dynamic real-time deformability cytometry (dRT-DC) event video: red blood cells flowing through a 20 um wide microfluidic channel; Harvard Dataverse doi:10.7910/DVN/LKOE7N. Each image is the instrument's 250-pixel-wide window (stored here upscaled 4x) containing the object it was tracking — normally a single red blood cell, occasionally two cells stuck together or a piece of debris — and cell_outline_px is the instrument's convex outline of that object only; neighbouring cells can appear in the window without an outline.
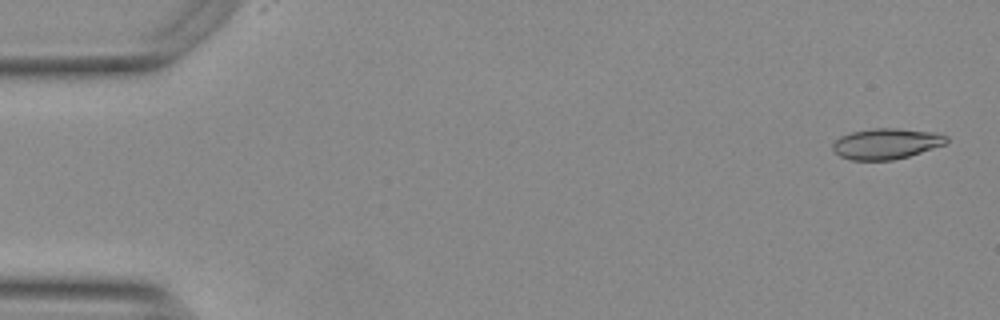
{"species": "Egyptian fruit bat (a non-hibernating species)", "species_latin": "Rousettus aegyptiacus", "temperature_condition": "warm", "stored_images_in_passage": 50, "camera_frame_rate_fps": 3000, "um_per_image_px": 0.085, "animal": {"sex": "female"}, "frame": {"image": 1, "passage_image": 2, "time_ms": 0.333, "image_size_px": [1000, 320], "cell_outline_px": [[948, 140], [944, 144], [908, 156], [892, 160], [852, 160], [840, 156], [832, 148], [832, 144], [840, 136], [852, 132], [872, 128], [896, 128], [932, 132], [948, 136]], "centroid_in_image_um": [75.3, 12.21], "position_along_channel_um": 9.7, "area_um2": 20.11}}
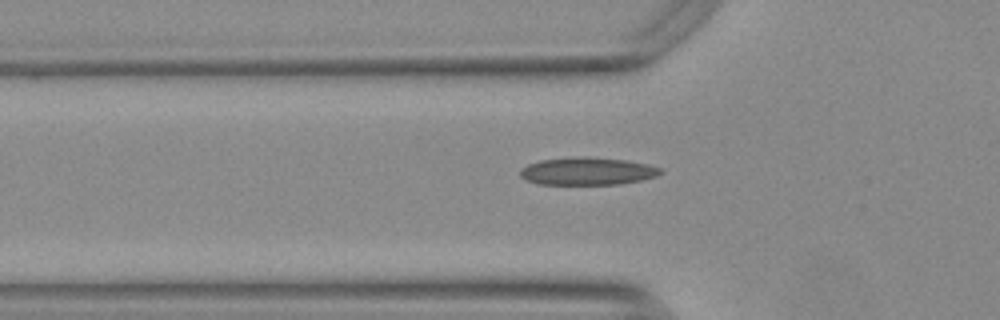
{"frame": {"image": 2, "passage_image": 18, "time_ms": 5.667, "image_size_px": [1000, 320], "cell_outline_px": [[664, 172], [656, 176], [640, 180], [616, 184], [540, 184], [528, 180], [520, 176], [520, 168], [528, 164], [540, 160], [628, 160], [648, 164], [660, 168]], "centroid_in_image_um": [49.95, 14.6], "position_along_channel_um": 75.8, "area_um2": 21.21}}
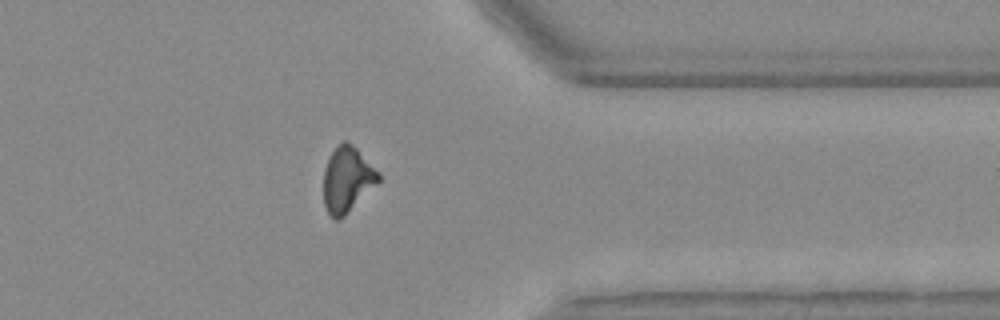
{"frame": {"image": 3, "passage_image": 43, "time_ms": 14.0, "image_size_px": [1000, 320], "cell_outline_px": [[380, 180], [344, 216], [336, 220], [328, 212], [324, 204], [324, 168], [332, 152], [344, 140], [348, 140], [380, 172]], "centroid_in_image_um": [29.52, 15.24], "position_along_channel_um": 381.9, "area_um2": 20.58}}